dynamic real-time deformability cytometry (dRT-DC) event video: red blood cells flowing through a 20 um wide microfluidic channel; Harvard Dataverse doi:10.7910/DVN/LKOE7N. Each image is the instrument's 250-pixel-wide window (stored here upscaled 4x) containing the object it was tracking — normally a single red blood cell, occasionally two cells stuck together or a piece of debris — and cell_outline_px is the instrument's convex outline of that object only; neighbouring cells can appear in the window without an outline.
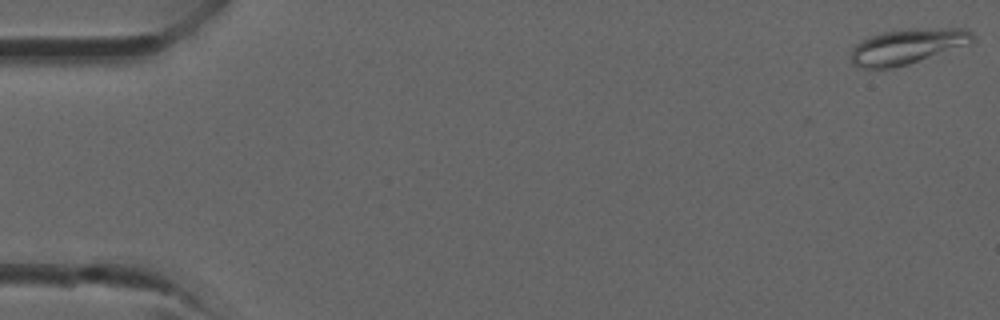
{"species": "common noctule bat (a hibernating species)", "species_latin": "Nyctalus noctula", "temperature_condition": "room temperature", "stored_images_in_passage": 37, "camera_frame_rate_fps": 3000, "um_per_image_px": 0.085, "animal": {"sex": "male", "forearm_length_mm": 52.5}, "frame": {"image": 1, "passage_image": 1, "time_ms": 0.0, "image_size_px": [1000, 320], "cell_outline_px": [[972, 40], [968, 44], [908, 64], [892, 68], [860, 68], [852, 64], [852, 48], [856, 44], [868, 36], [880, 32], [916, 28], [964, 28], [972, 32]], "centroid_in_image_um": [77.08, 3.93], "position_along_channel_um": 7.9, "area_um2": 24.8}}
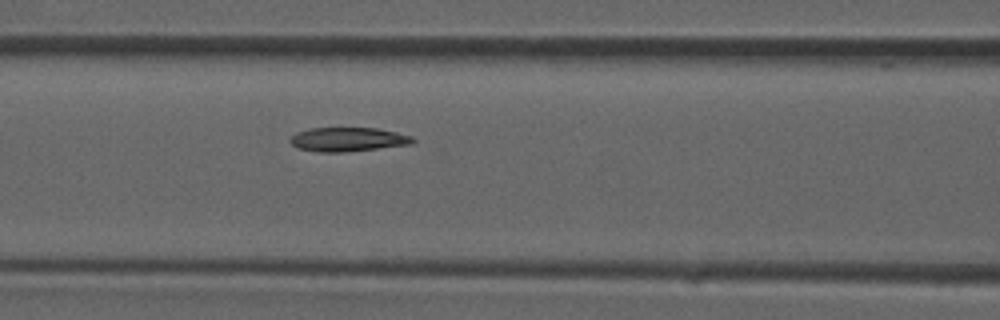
{"frame": {"image": 2, "passage_image": 16, "time_ms": 5.0, "image_size_px": [1000, 320], "cell_outline_px": [[416, 140], [412, 144], [340, 152], [316, 152], [296, 148], [288, 140], [296, 132], [308, 128], [376, 128], [396, 132], [412, 136]], "centroid_in_image_um": [29.53, 11.84], "position_along_channel_um": 137.1, "area_um2": 17.17}}
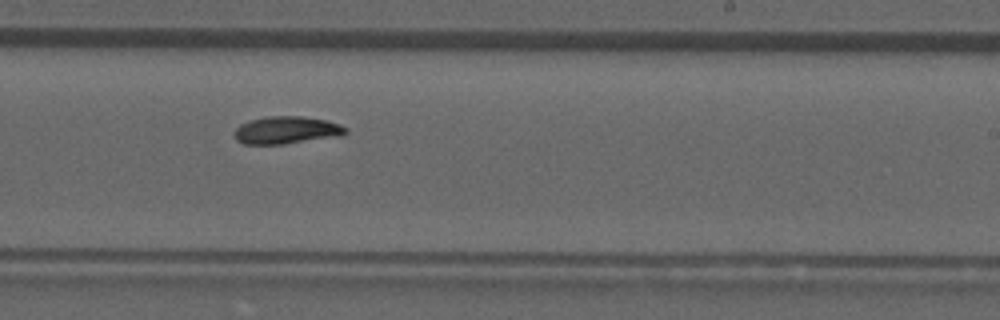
{"frame": {"image": 3, "passage_image": 23, "time_ms": 7.333, "image_size_px": [1000, 320], "cell_outline_px": [[348, 132], [344, 136], [284, 144], [244, 144], [236, 140], [236, 128], [240, 124], [248, 120], [268, 116], [304, 116], [328, 120], [340, 124], [348, 128]], "centroid_in_image_um": [24.43, 11.06], "position_along_channel_um": 264.6, "area_um2": 18.15}}